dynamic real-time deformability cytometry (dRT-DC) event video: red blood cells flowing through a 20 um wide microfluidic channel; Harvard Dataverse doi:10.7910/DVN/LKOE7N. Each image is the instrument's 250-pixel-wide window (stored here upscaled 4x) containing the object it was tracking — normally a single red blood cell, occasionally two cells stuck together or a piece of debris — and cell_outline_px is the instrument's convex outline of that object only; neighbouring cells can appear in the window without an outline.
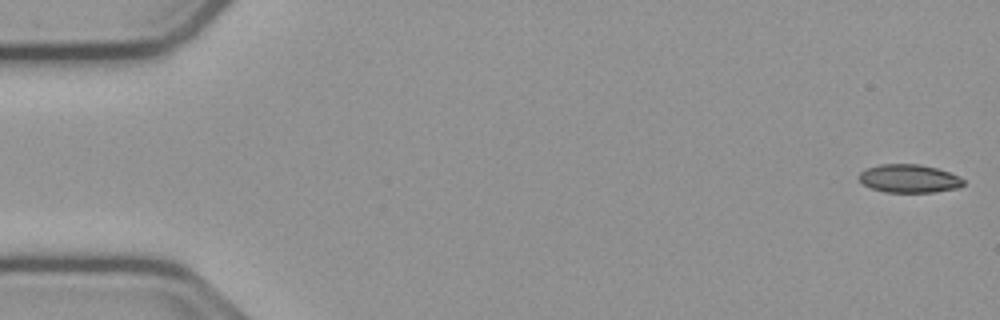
{"species": "common noctule bat (a hibernating species)", "species_latin": "Nyctalus noctula", "temperature_condition": "cold", "stored_images_in_passage": 15, "camera_frame_rate_fps": 3000, "um_per_image_px": 0.085, "animal": {"sex": "male", "body_mass_g": 23.1, "forearm_length_mm": 52.7}, "frame": {"image": 1, "passage_image": 1, "time_ms": 0.0, "image_size_px": [1000, 320], "cell_outline_px": [[964, 184], [960, 188], [936, 192], [884, 192], [872, 188], [864, 184], [856, 176], [864, 168], [880, 164], [920, 164], [936, 168], [960, 176], [964, 180]], "centroid_in_image_um": [77.27, 15.17], "position_along_channel_um": 7.7, "area_um2": 17.4}}
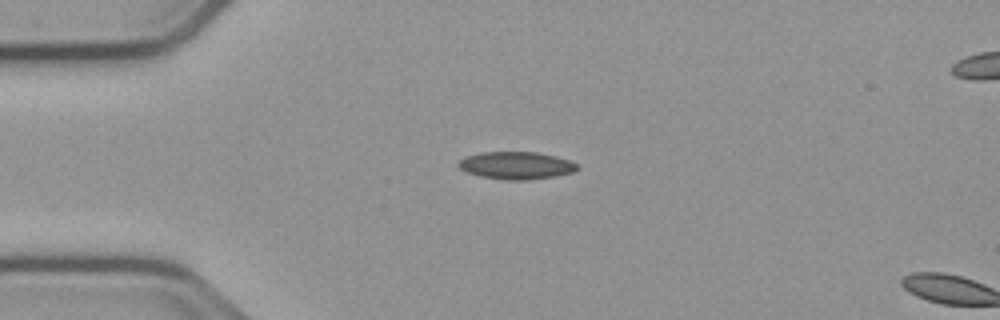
{"frame": {"image": 2, "passage_image": 13, "time_ms": 4.0, "image_size_px": [1000, 320], "cell_outline_px": [[576, 168], [572, 172], [556, 176], [528, 180], [508, 180], [480, 176], [468, 172], [460, 168], [456, 164], [460, 160], [468, 156], [480, 152], [536, 152], [556, 156], [568, 160], [576, 164]], "centroid_in_image_um": [43.86, 14.06], "position_along_channel_um": 41.1, "area_um2": 18.79}}